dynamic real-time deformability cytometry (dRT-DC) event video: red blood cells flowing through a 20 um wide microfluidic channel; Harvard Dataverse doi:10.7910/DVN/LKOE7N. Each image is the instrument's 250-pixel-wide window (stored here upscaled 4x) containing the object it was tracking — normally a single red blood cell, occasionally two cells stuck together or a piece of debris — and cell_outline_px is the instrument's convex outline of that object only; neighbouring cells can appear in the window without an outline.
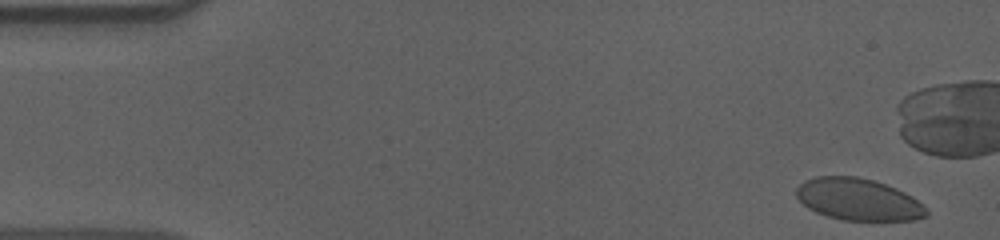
{"species": "human", "species_latin": "Homo sapiens", "temperature_condition": "cold", "stored_images_in_passage": 50, "camera_frame_rate_fps": 3000, "um_per_image_px": 0.085, "donor": {"sex": "male"}, "frame": {"image": 1, "passage_image": 2, "time_ms": 0.333, "image_size_px": [1000, 240], "cell_outline_px": [[928, 216], [916, 220], [840, 220], [816, 212], [808, 208], [796, 196], [796, 188], [804, 180], [816, 176], [856, 176], [872, 180], [896, 188], [912, 196], [928, 212]], "centroid_in_image_um": [72.93, 16.95], "position_along_channel_um": 12.1, "area_um2": 31.62}}
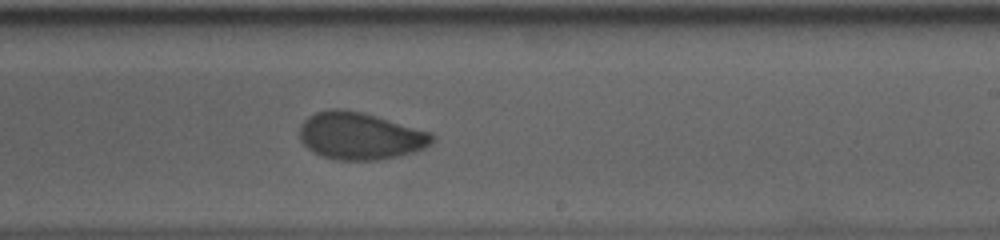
{"frame": {"image": 2, "passage_image": 33, "time_ms": 10.667, "image_size_px": [1000, 240], "cell_outline_px": [[436, 140], [432, 144], [424, 148], [400, 156], [380, 160], [336, 160], [320, 156], [312, 152], [300, 140], [300, 124], [308, 116], [316, 112], [328, 108], [340, 108], [360, 112], [376, 116], [432, 132], [436, 136]], "centroid_in_image_um": [30.62, 11.56], "position_along_channel_um": 258.4, "area_um2": 36.88}}
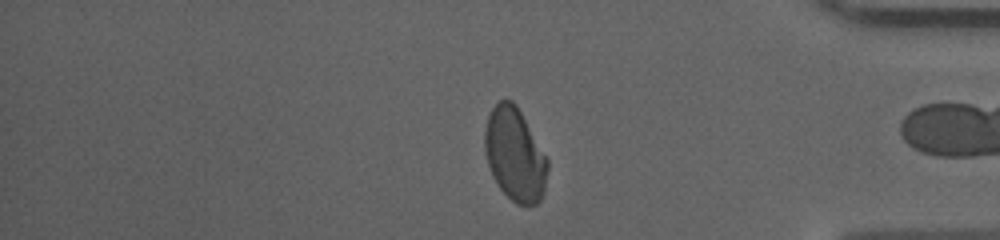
{"frame": {"image": 3, "passage_image": 46, "time_ms": 15.0, "image_size_px": [1000, 240], "cell_outline_px": [[548, 168], [544, 192], [540, 200], [536, 204], [516, 204], [500, 188], [492, 176], [484, 152], [484, 128], [488, 116], [492, 108], [500, 100], [512, 100], [516, 104], [548, 160]], "centroid_in_image_um": [43.74, 13.13], "position_along_channel_um": 391.5, "area_um2": 33.93}}